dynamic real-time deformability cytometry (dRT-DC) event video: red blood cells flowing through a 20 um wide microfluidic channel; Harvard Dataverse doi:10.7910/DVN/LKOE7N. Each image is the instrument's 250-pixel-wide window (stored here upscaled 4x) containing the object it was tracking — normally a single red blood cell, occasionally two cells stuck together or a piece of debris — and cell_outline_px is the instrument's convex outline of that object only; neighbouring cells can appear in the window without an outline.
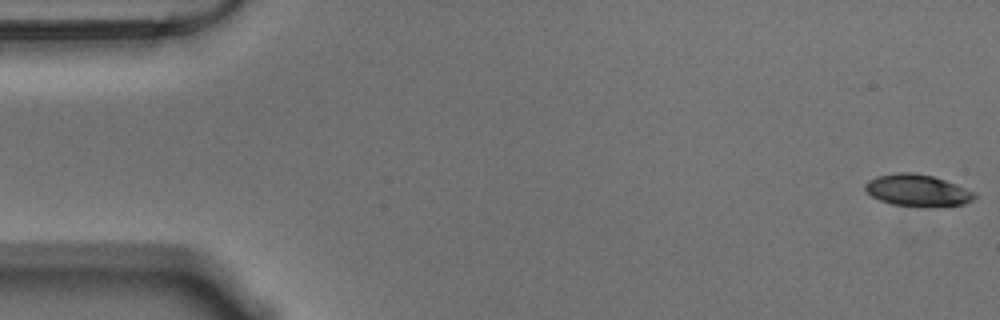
{"species": "Egyptian fruit bat (a non-hibernating species)", "species_latin": "Rousettus aegyptiacus", "temperature_condition": "warm", "stored_images_in_passage": 57, "camera_frame_rate_fps": 3000, "um_per_image_px": 0.085, "animal": {"sex": "male"}, "frame": {"image": 1, "passage_image": 1, "time_ms": 0.0, "image_size_px": [1000, 320], "cell_outline_px": [[976, 196], [972, 200], [964, 204], [892, 204], [880, 200], [872, 196], [864, 188], [864, 184], [868, 180], [876, 176], [900, 172], [912, 172], [932, 176], [956, 184], [976, 192]], "centroid_in_image_um": [77.95, 16.13], "position_along_channel_um": 7.1, "area_um2": 19.42}}
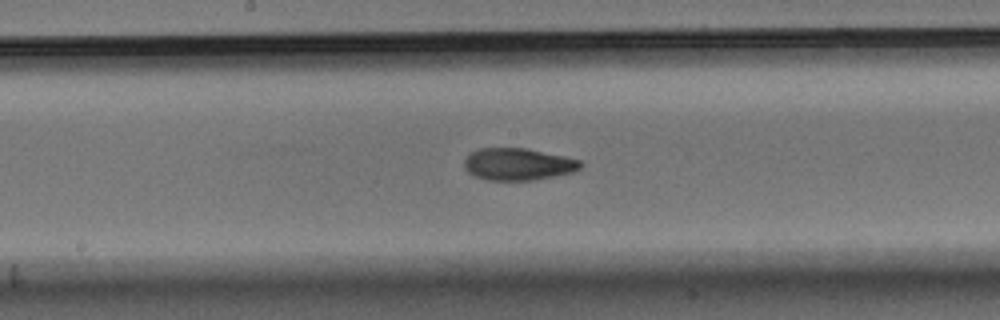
{"frame": {"image": 2, "passage_image": 29, "time_ms": 9.333, "image_size_px": [1000, 320], "cell_outline_px": [[584, 164], [576, 172], [556, 176], [532, 180], [484, 180], [472, 176], [464, 168], [464, 160], [476, 148], [528, 148], [564, 156], [580, 160]], "centroid_in_image_um": [44.04, 13.96], "position_along_channel_um": 204.2, "area_um2": 22.08}}
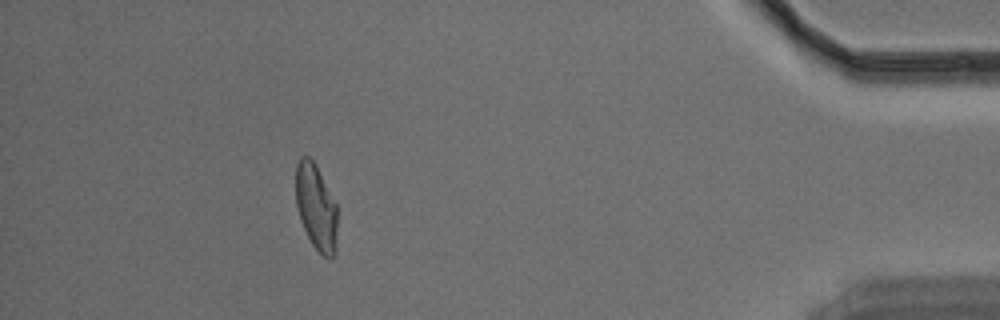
{"frame": {"image": 3, "passage_image": 51, "time_ms": 16.667, "image_size_px": [1000, 320], "cell_outline_px": [[336, 248], [332, 256], [328, 260], [312, 244], [300, 220], [296, 204], [296, 164], [300, 156], [308, 156], [316, 164], [336, 204]], "centroid_in_image_um": [26.85, 17.58], "position_along_channel_um": 408.3, "area_um2": 20.63}, "authors_computed_cell_mechanics": {"area_um2": 21.7906, "velocity_mm_per_s": 3.5549, "shape_relaxation_time_tau1_ms": 4.2087, "shape_relaxation_time_tau2_ms": 1.9763, "deformation_change_tau1": 0.1726, "deformation_change_tau2": 0.0724}}